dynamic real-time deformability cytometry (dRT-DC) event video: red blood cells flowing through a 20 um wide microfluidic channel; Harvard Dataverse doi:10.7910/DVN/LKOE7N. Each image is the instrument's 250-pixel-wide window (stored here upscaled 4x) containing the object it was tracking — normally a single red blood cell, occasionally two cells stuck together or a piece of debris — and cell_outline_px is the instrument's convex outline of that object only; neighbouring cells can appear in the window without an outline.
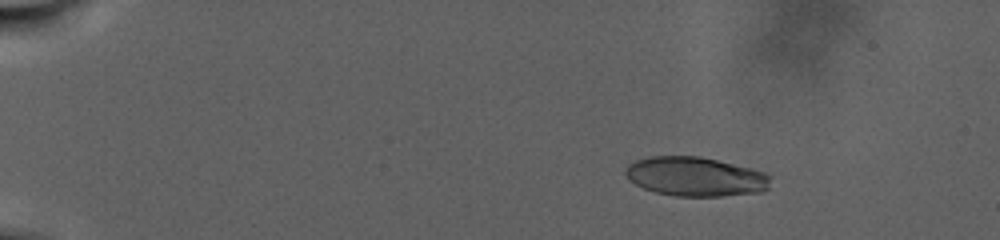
{"species": "human", "species_latin": "Homo sapiens", "temperature_condition": "warm", "stored_images_in_passage": 100, "camera_frame_rate_fps": 3000, "um_per_image_px": 0.085, "donor": {"sex": "male"}, "frame": {"image": 1, "passage_image": 18, "time_ms": 5.667, "image_size_px": [1000, 240], "cell_outline_px": [[772, 176], [768, 188], [764, 192], [720, 196], [676, 196], [656, 192], [644, 188], [628, 180], [624, 172], [628, 164], [636, 160], [652, 156], [700, 156], [752, 168], [764, 172]], "centroid_in_image_um": [59.13, 15.01], "position_along_channel_um": 25.9, "area_um2": 33.35}}
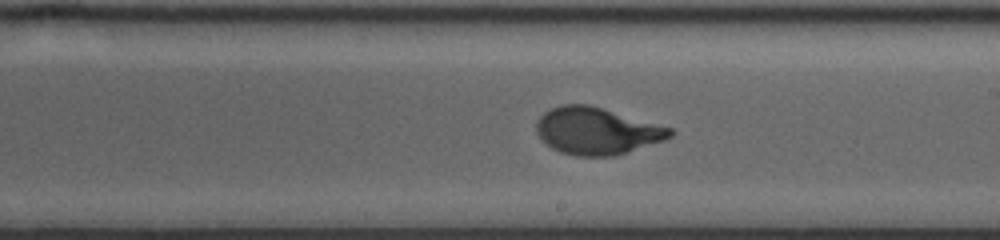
{"frame": {"image": 2, "passage_image": 63, "time_ms": 20.667, "image_size_px": [1000, 240], "cell_outline_px": [[676, 132], [672, 136], [664, 140], [612, 156], [576, 156], [560, 152], [552, 148], [536, 132], [536, 120], [544, 112], [560, 104], [588, 104], [672, 128]], "centroid_in_image_um": [50.71, 11.12], "position_along_channel_um": 238.3, "area_um2": 36.3}}
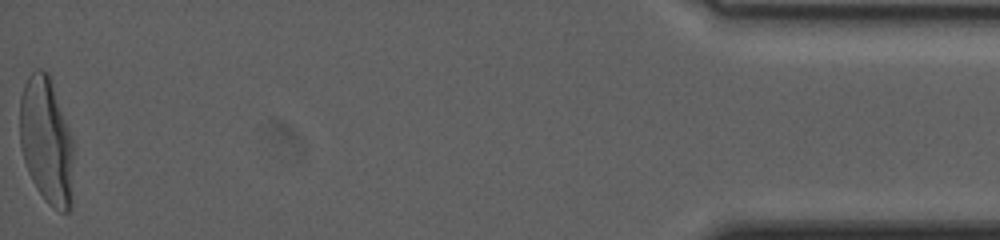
{"frame": {"image": 3, "passage_image": 100, "time_ms": 33.0, "image_size_px": [1000, 240], "cell_outline_px": [[72, 208], [68, 212], [60, 212], [52, 208], [44, 200], [36, 188], [28, 172], [20, 148], [20, 96], [24, 84], [28, 76], [36, 68], [40, 68], [48, 72], [52, 76], [72, 136]], "centroid_in_image_um": [3.95, 11.94], "position_along_channel_um": 431.2, "area_um2": 40.58}, "authors_computed_cell_mechanics": {"area_um2": 35.3736, "velocity_mm_per_s": 2.2158, "shape_relaxation_time_tau1_ms": 6.9089, "shape_relaxation_time_tau2_ms": null, "deformation_change_tau1": 0.2564, "deformation_change_tau2": null}}